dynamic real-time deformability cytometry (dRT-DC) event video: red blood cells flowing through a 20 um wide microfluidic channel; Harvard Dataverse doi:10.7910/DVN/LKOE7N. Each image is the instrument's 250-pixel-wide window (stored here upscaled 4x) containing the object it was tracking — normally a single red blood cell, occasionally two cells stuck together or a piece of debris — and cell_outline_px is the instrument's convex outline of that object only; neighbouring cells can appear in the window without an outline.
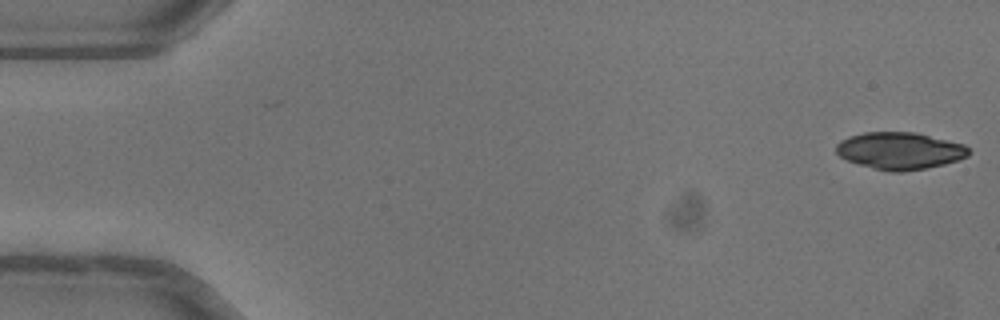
{"species": "common noctule bat (a hibernating species)", "species_latin": "Nyctalus noctula", "temperature_condition": "warm", "stored_images_in_passage": 2, "camera_frame_rate_fps": 3000, "um_per_image_px": 0.085, "animal": {"sex": "female"}, "frame": {"image": 1, "passage_image": 2, "time_ms": 0.333, "image_size_px": [1000, 320], "cell_outline_px": [[972, 152], [968, 156], [944, 164], [924, 168], [900, 172], [892, 172], [872, 168], [848, 160], [840, 156], [836, 152], [836, 144], [840, 140], [848, 136], [864, 132], [916, 132], [964, 144]], "centroid_in_image_um": [76.48, 12.8], "position_along_channel_um": 8.5, "area_um2": 28.61}}